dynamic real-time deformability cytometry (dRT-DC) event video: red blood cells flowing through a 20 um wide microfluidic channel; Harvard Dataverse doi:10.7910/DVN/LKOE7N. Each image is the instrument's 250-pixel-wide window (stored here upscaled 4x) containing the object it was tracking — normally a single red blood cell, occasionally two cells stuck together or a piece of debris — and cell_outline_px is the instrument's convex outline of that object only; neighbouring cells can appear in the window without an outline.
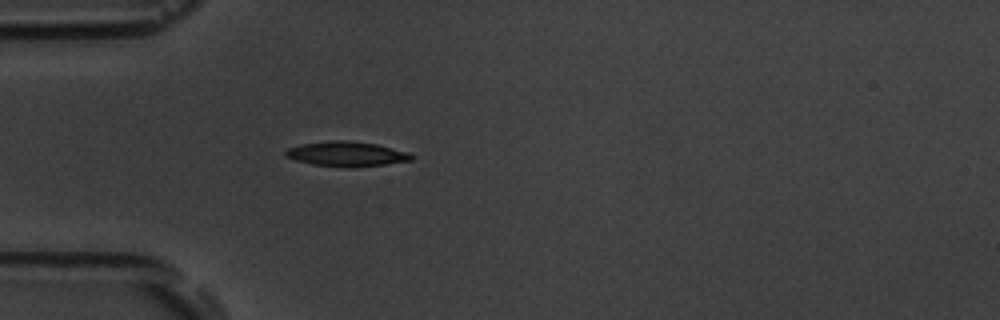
{"species": "common noctule bat (a hibernating species)", "species_latin": "Nyctalus noctula", "temperature_condition": "room temperature", "stored_images_in_passage": 1, "camera_frame_rate_fps": 3000, "um_per_image_px": 0.085, "animal": {"sex": "male", "body_mass_g": 19.5, "forearm_length_mm": 54.6}, "frame": {"image": 1, "passage_image": 1, "time_ms": 0.0, "image_size_px": [1000, 320], "cell_outline_px": [[412, 160], [384, 164], [312, 164], [296, 160], [284, 156], [284, 152], [288, 148], [304, 144], [332, 140], [348, 140], [376, 144], [408, 152], [412, 156]], "centroid_in_image_um": [29.42, 13.03], "position_along_channel_um": 55.6, "area_um2": 16.99}}